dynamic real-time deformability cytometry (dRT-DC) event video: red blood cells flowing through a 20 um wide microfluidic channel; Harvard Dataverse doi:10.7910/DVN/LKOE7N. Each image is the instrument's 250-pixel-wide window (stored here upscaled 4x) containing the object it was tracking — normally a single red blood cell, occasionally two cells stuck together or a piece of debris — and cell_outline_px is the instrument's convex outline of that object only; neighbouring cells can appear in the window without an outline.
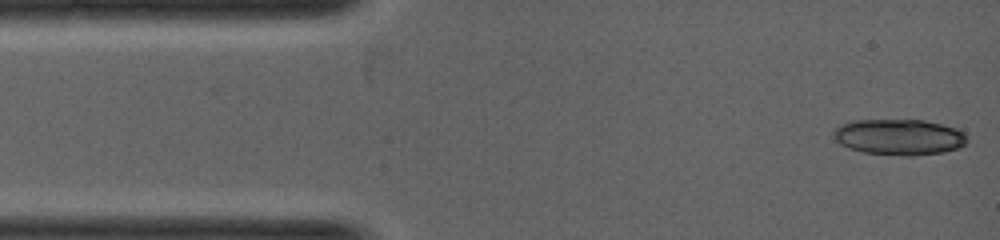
{"species": "common noctule bat (a hibernating species)", "species_latin": "Nyctalus noctula", "temperature_condition": "warm", "stored_images_in_passage": 3, "camera_frame_rate_fps": 5000, "um_per_image_px": 0.085, "animal": {"sex": "female", "body_mass_g": 19.0, "forearm_length_mm": 53.3}, "frame": {"image": 1, "passage_image": 1, "time_ms": 0.0, "image_size_px": [1000, 240], "cell_outline_px": [[968, 140], [960, 148], [944, 152], [912, 156], [900, 156], [864, 152], [848, 148], [840, 144], [832, 136], [832, 128], [840, 124], [852, 120], [924, 120], [956, 128], [964, 132]], "centroid_in_image_um": [76.39, 11.65], "position_along_channel_um": 8.6, "area_um2": 28.32}}